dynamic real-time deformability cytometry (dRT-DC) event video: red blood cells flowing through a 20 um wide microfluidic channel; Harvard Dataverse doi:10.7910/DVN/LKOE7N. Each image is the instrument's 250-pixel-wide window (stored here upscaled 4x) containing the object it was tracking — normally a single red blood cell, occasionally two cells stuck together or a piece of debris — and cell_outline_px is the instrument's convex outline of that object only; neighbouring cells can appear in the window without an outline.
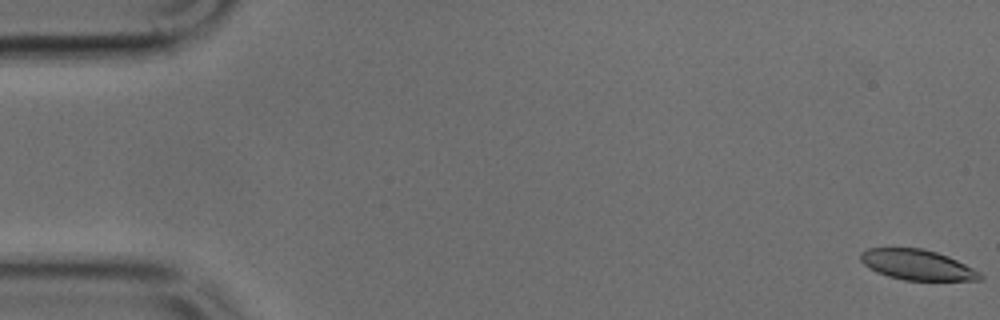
{"species": "common noctule bat (a hibernating species)", "species_latin": "Nyctalus noctula", "temperature_condition": "cold", "stored_images_in_passage": 38, "camera_frame_rate_fps": 3000, "um_per_image_px": 0.085, "animal": {"sex": "male", "body_mass_g": 17.9, "forearm_length_mm": 54.2}, "frame": {"image": 1, "passage_image": 1, "time_ms": 0.0, "image_size_px": [1000, 320], "cell_outline_px": [[984, 276], [980, 280], [904, 280], [888, 276], [876, 272], [868, 268], [860, 260], [860, 252], [868, 248], [924, 248], [948, 256], [980, 272]], "centroid_in_image_um": [77.93, 22.5], "position_along_channel_um": 7.1, "area_um2": 21.1}}
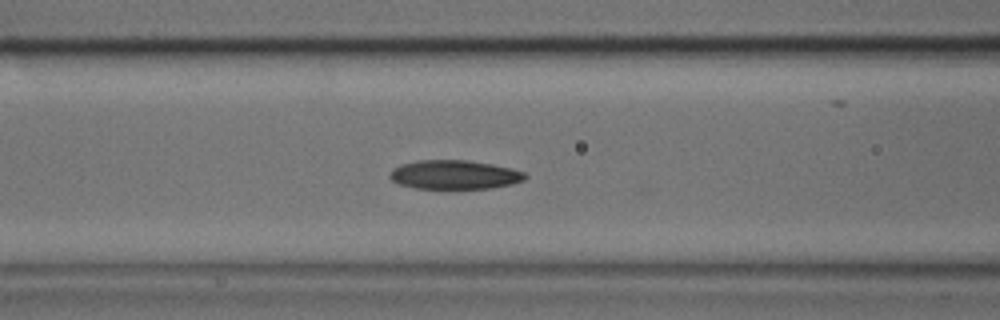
{"frame": {"image": 2, "passage_image": 20, "time_ms": 6.333, "image_size_px": [1000, 320], "cell_outline_px": [[528, 176], [524, 180], [512, 184], [492, 188], [416, 188], [396, 184], [388, 176], [392, 168], [400, 164], [416, 160], [468, 160], [492, 164], [512, 168], [524, 172]], "centroid_in_image_um": [38.6, 14.84], "position_along_channel_um": 128.0, "area_um2": 23.06}}
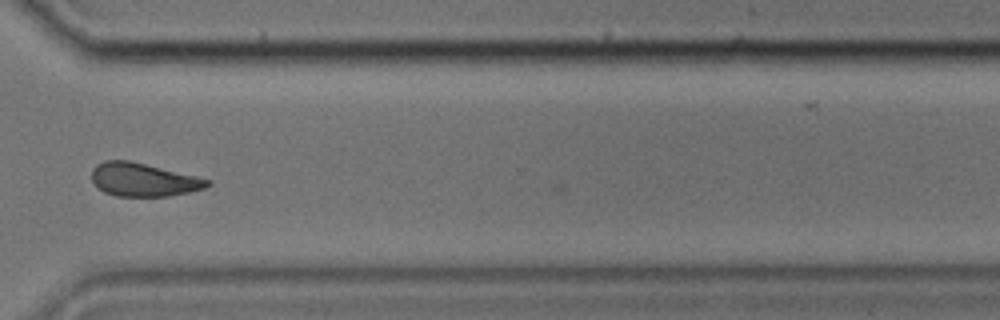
{"frame": {"image": 3, "passage_image": 37, "time_ms": 12.0, "image_size_px": [1000, 320], "cell_outline_px": [[212, 184], [204, 188], [188, 192], [168, 196], [116, 196], [104, 192], [92, 180], [92, 168], [96, 164], [104, 160], [128, 160], [196, 176], [212, 180]], "centroid_in_image_um": [12.18, 15.27], "position_along_channel_um": 358.4, "area_um2": 22.31}}